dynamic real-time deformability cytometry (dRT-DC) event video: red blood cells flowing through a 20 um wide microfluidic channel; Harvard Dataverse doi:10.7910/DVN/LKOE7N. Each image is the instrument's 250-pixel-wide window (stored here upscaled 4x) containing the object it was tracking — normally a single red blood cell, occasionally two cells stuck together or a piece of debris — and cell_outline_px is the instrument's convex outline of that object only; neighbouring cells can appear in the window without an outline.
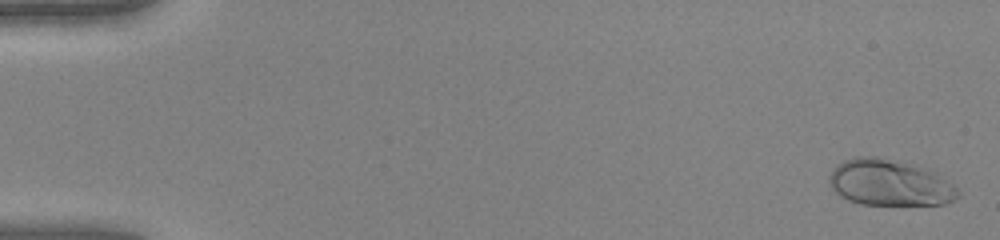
{"species": "human", "species_latin": "Homo sapiens", "temperature_condition": "warm", "stored_images_in_passage": 50, "camera_frame_rate_fps": 3000, "um_per_image_px": 0.085, "donor": {"sex": "female"}, "frame": {"image": 1, "passage_image": 2, "time_ms": 0.333, "image_size_px": [1000, 240], "cell_outline_px": [[960, 196], [944, 204], [860, 204], [848, 200], [840, 196], [832, 188], [828, 180], [828, 176], [836, 164], [852, 156], [876, 156], [912, 164], [932, 172], [952, 184], [960, 192]], "centroid_in_image_um": [75.55, 15.52], "position_along_channel_um": 9.4, "area_um2": 34.45}}
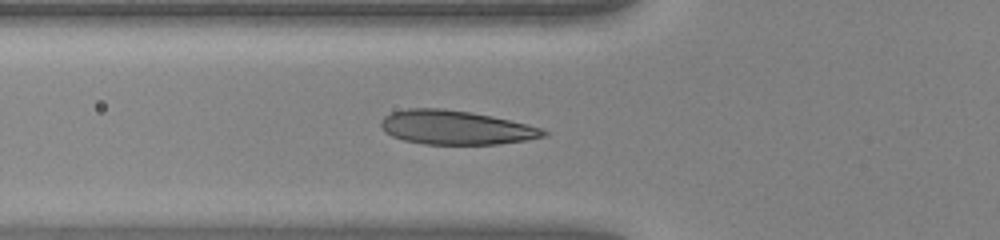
{"frame": {"image": 2, "passage_image": 19, "time_ms": 6.0, "image_size_px": [1000, 240], "cell_outline_px": [[548, 136], [528, 140], [500, 144], [424, 144], [404, 140], [392, 136], [384, 132], [380, 128], [380, 120], [384, 116], [392, 112], [408, 108], [440, 108], [472, 112], [492, 116], [528, 124], [540, 128], [548, 132]], "centroid_in_image_um": [38.73, 10.84], "position_along_channel_um": 87.1, "area_um2": 32.48}}
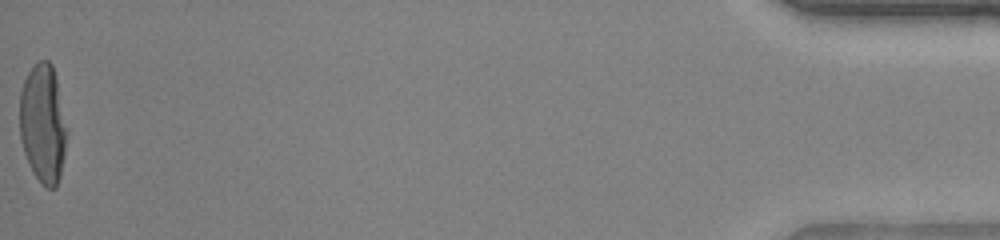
{"frame": {"image": 3, "passage_image": 50, "time_ms": 16.333, "image_size_px": [1000, 240], "cell_outline_px": [[68, 132], [64, 156], [60, 176], [56, 188], [48, 188], [32, 172], [24, 152], [20, 136], [20, 92], [24, 80], [28, 72], [36, 60], [48, 60], [52, 64], [68, 128]], "centroid_in_image_um": [3.66, 10.49], "position_along_channel_um": 431.5, "area_um2": 32.83}, "authors_computed_cell_mechanics": {"area_um2": 32.1079, "velocity_mm_per_s": 4.2319, "shape_relaxation_time_tau1_ms": 4.4142, "shape_relaxation_time_tau2_ms": null, "deformation_change_tau1": 0.2702, "deformation_change_tau2": null}}